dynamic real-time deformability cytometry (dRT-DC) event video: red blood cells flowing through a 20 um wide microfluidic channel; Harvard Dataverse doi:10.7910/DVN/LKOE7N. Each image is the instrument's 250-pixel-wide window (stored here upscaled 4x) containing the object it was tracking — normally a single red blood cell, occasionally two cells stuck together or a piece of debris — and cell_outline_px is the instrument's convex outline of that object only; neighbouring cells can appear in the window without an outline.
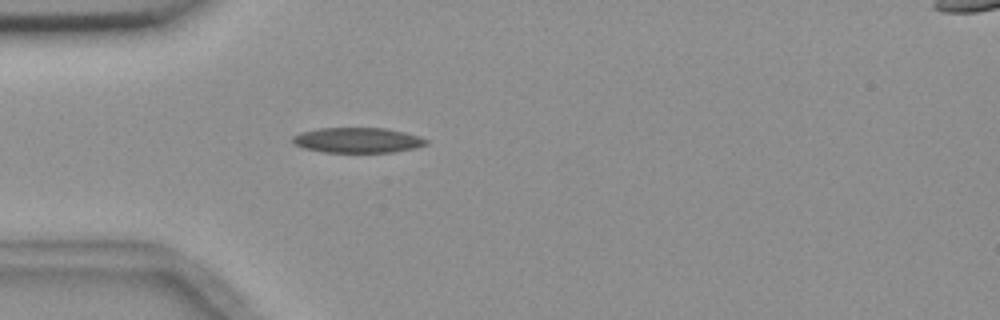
{"species": "common noctule bat (a hibernating species)", "species_latin": "Nyctalus noctula", "temperature_condition": "room temperature", "stored_images_in_passage": 1, "camera_frame_rate_fps": 3000, "um_per_image_px": 0.085, "animal": {"sex": "female", "body_mass_g": 18.4}, "frame": {"image": 1, "passage_image": 1, "time_ms": 0.0, "image_size_px": [1000, 320], "cell_outline_px": [[428, 144], [416, 148], [396, 152], [324, 152], [304, 148], [292, 144], [292, 136], [300, 132], [320, 128], [384, 128], [404, 132], [420, 136], [428, 140]], "centroid_in_image_um": [30.4, 11.92], "position_along_channel_um": 54.6, "area_um2": 19.77}}